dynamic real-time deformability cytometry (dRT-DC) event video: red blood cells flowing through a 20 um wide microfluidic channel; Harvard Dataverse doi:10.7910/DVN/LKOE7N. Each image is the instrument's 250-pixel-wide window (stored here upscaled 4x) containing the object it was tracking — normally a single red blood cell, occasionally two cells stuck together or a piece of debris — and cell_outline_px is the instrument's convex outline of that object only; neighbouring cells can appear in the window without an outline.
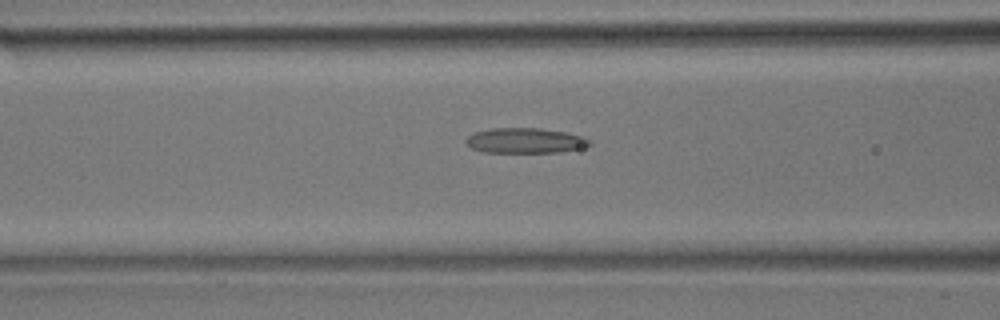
{"species": "common noctule bat (a hibernating species)", "species_latin": "Nyctalus noctula", "temperature_condition": "room temperature", "stored_images_in_passage": 35, "camera_frame_rate_fps": 3000, "um_per_image_px": 0.085, "animal": {"sex": "male", "body_mass_g": 17.9}, "frame": {"image": 1, "passage_image": 8, "time_ms": 2.333, "image_size_px": [1000, 320], "cell_outline_px": [[592, 144], [580, 148], [560, 152], [484, 152], [472, 148], [464, 140], [468, 136], [476, 132], [492, 128], [540, 128], [568, 132], [584, 136], [592, 140]], "centroid_in_image_um": [44.7, 11.94], "position_along_channel_um": 121.9, "area_um2": 18.21}}
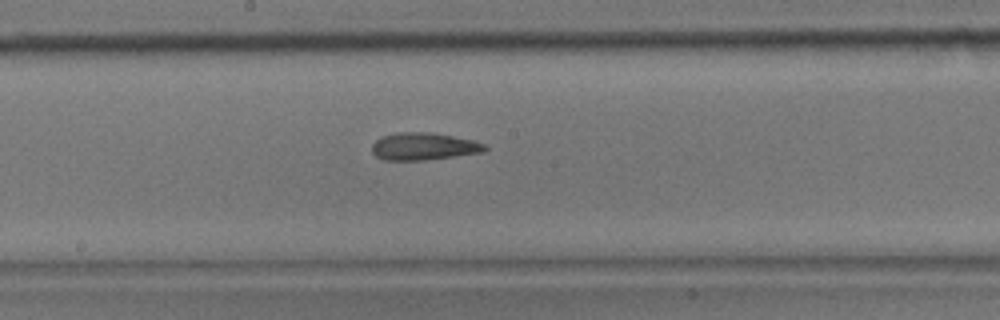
{"frame": {"image": 2, "passage_image": 14, "time_ms": 4.333, "image_size_px": [1000, 320], "cell_outline_px": [[488, 148], [484, 152], [456, 156], [424, 160], [384, 160], [376, 156], [372, 152], [372, 144], [380, 136], [396, 132], [432, 132], [472, 140], [484, 144]], "centroid_in_image_um": [35.98, 12.44], "position_along_channel_um": 212.2, "area_um2": 18.09}}
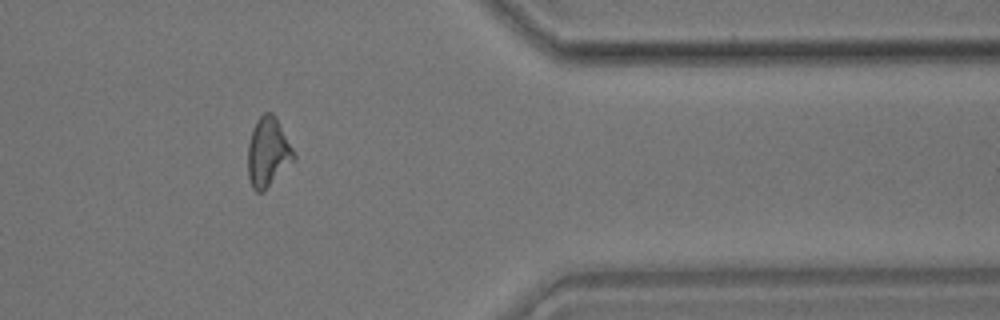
{"frame": {"image": 3, "passage_image": 27, "time_ms": 8.667, "image_size_px": [1000, 320], "cell_outline_px": [[296, 160], [264, 192], [256, 192], [252, 188], [248, 176], [248, 144], [252, 128], [256, 120], [264, 112], [272, 112], [276, 116], [296, 156]], "centroid_in_image_um": [22.78, 12.96], "position_along_channel_um": 388.6, "area_um2": 18.9}}